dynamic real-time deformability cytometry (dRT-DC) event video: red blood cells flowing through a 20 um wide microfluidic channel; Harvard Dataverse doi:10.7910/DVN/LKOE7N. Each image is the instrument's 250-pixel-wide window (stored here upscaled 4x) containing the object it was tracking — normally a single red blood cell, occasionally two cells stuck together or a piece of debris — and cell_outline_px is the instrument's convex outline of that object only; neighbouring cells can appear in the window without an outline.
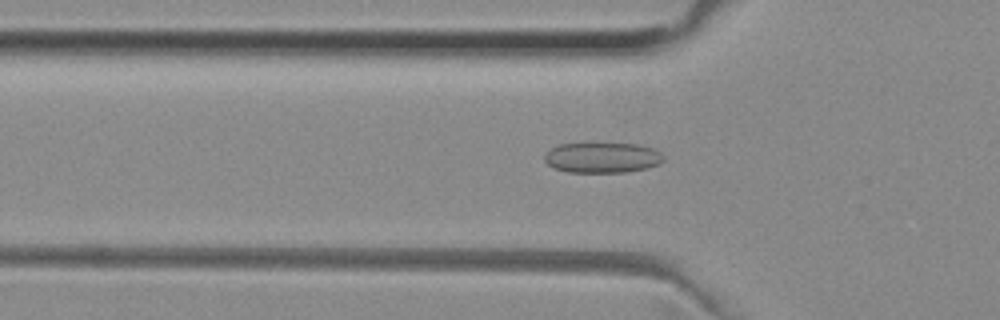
{"species": "common noctule bat (a hibernating species)", "species_latin": "Nyctalus noctula", "temperature_condition": "room temperature", "stored_images_in_passage": 52, "camera_frame_rate_fps": 3000, "um_per_image_px": 0.085, "animal": {"sex": "female", "body_mass_g": 29.2, "forearm_length_mm": 56.3}, "frame": {"image": 1, "passage_image": 17, "time_ms": 5.333, "image_size_px": [1000, 320], "cell_outline_px": [[664, 160], [648, 168], [624, 172], [568, 172], [552, 168], [544, 160], [544, 156], [552, 148], [560, 144], [636, 144], [652, 148], [660, 152], [664, 156]], "centroid_in_image_um": [51.19, 13.41], "position_along_channel_um": 74.6, "area_um2": 20.87}}
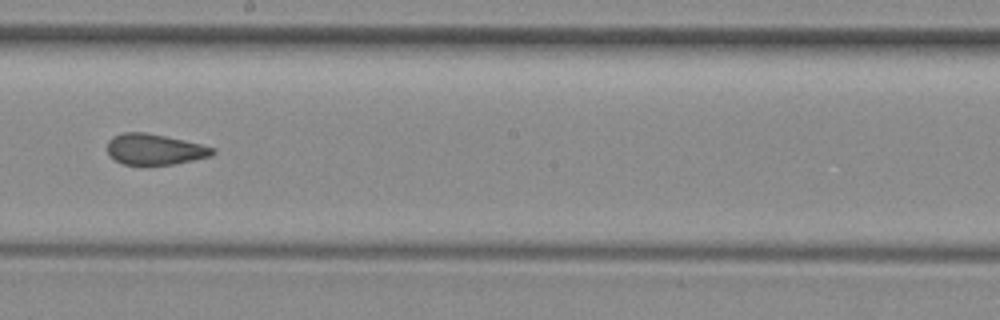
{"frame": {"image": 2, "passage_image": 29, "time_ms": 9.333, "image_size_px": [1000, 320], "cell_outline_px": [[216, 152], [212, 156], [172, 164], [144, 168], [124, 164], [116, 160], [108, 152], [108, 140], [112, 136], [124, 132], [144, 132], [184, 140], [216, 148]], "centroid_in_image_um": [13.14, 12.73], "position_along_channel_um": 235.1, "area_um2": 19.36}}
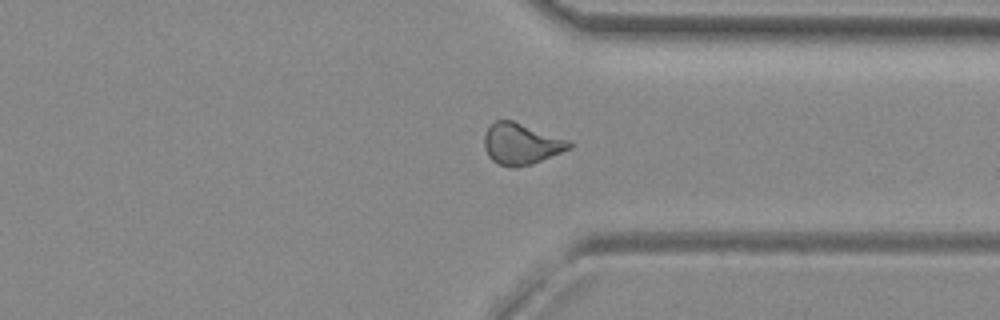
{"frame": {"image": 3, "passage_image": 39, "time_ms": 12.667, "image_size_px": [1000, 320], "cell_outline_px": [[572, 148], [532, 164], [516, 168], [512, 168], [500, 164], [492, 160], [488, 156], [484, 148], [484, 136], [488, 128], [496, 120], [512, 120], [572, 140]], "centroid_in_image_um": [44.33, 12.23], "position_along_channel_um": 367.1, "area_um2": 20.63}, "authors_computed_cell_mechanics": {"area_um2": 20.6924, "velocity_mm_per_s": 3.9988, "shape_relaxation_time_tau1_ms": null, "shape_relaxation_time_tau2_ms": 1.6154, "deformation_change_tau1": null, "deformation_change_tau2": 0.0855}}